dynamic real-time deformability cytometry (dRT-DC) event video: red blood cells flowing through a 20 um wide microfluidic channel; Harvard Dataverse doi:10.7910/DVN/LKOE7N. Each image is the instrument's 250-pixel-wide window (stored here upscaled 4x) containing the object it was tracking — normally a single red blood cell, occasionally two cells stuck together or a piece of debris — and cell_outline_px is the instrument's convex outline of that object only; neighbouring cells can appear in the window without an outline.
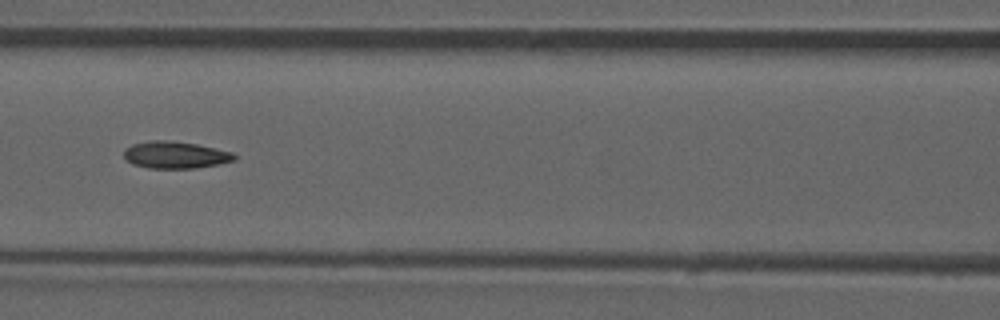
{"species": "common noctule bat (a hibernating species)", "species_latin": "Nyctalus noctula", "temperature_condition": "room temperature", "stored_images_in_passage": 52, "camera_frame_rate_fps": 3000, "um_per_image_px": 0.085, "animal": {"sex": "male", "forearm_length_mm": 52.5}, "frame": {"image": 1, "passage_image": 23, "time_ms": 7.333, "image_size_px": [1000, 320], "cell_outline_px": [[236, 160], [196, 168], [148, 168], [132, 164], [124, 156], [124, 148], [132, 144], [148, 140], [164, 140], [196, 144], [232, 152], [236, 156]], "centroid_in_image_um": [14.87, 13.16], "position_along_channel_um": 151.7, "area_um2": 17.28}, "authors_computed_cell_mechanics": {"area_um2": 17.2244, "velocity_mm_per_s": 3.912, "shape_relaxation_time_tau1_ms": null, "shape_relaxation_time_tau2_ms": 2.5172, "deformation_change_tau1": null, "deformation_change_tau2": 0.0996}}